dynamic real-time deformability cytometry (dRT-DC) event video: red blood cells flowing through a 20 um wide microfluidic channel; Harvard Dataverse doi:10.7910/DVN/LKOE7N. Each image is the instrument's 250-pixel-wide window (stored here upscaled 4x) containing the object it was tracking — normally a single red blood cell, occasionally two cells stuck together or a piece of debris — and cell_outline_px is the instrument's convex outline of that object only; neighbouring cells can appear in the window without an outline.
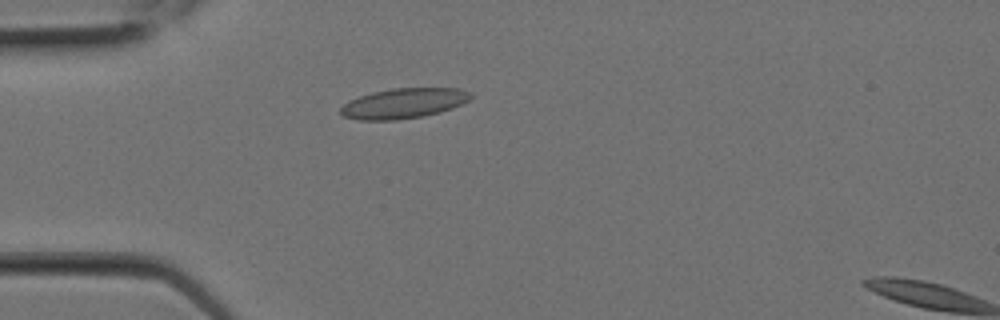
{"species": "Egyptian fruit bat (a non-hibernating species)", "species_latin": "Rousettus aegyptiacus", "temperature_condition": "room temperature", "stored_images_in_passage": 7, "camera_frame_rate_fps": 3000, "um_per_image_px": 0.085, "animal": {"sex": "female"}, "frame": {"image": 1, "passage_image": 6, "time_ms": 1.667, "image_size_px": [1000, 320], "cell_outline_px": [[472, 96], [468, 100], [452, 108], [424, 116], [396, 120], [360, 120], [340, 116], [340, 108], [348, 100], [372, 92], [392, 88], [460, 88], [468, 92]], "centroid_in_image_um": [34.25, 8.78], "position_along_channel_um": 50.7, "area_um2": 22.83}}